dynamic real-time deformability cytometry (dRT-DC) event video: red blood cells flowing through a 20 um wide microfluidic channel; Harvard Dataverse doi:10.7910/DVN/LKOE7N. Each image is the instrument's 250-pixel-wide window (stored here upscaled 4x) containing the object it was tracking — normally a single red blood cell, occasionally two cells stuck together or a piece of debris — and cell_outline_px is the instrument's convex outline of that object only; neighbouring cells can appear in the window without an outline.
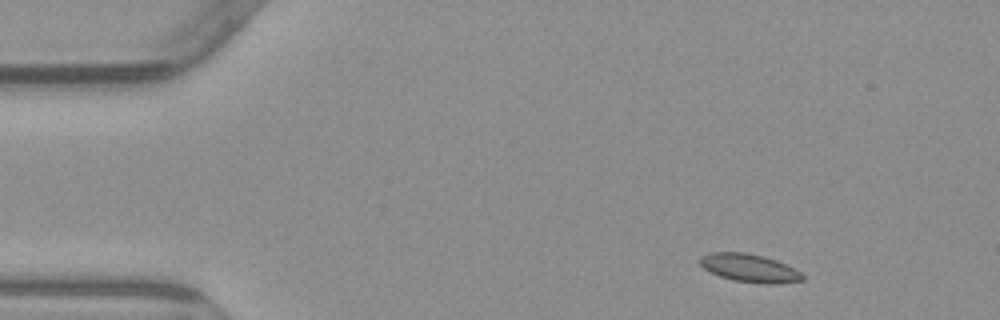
{"species": "common noctule bat (a hibernating species)", "species_latin": "Nyctalus noctula", "temperature_condition": "warm", "stored_images_in_passage": 4, "camera_frame_rate_fps": 3000, "um_per_image_px": 0.085, "animal": {"sex": "male", "body_mass_g": 23.1, "forearm_length_mm": 52.7}, "frame": {"image": 1, "passage_image": 1, "time_ms": 0.0, "image_size_px": [1000, 320], "cell_outline_px": [[804, 280], [780, 284], [764, 284], [732, 280], [720, 276], [704, 268], [700, 264], [700, 256], [708, 252], [744, 252], [764, 256], [776, 260], [800, 272], [804, 276]], "centroid_in_image_um": [63.7, 22.78], "position_along_channel_um": 21.3, "area_um2": 16.82}}
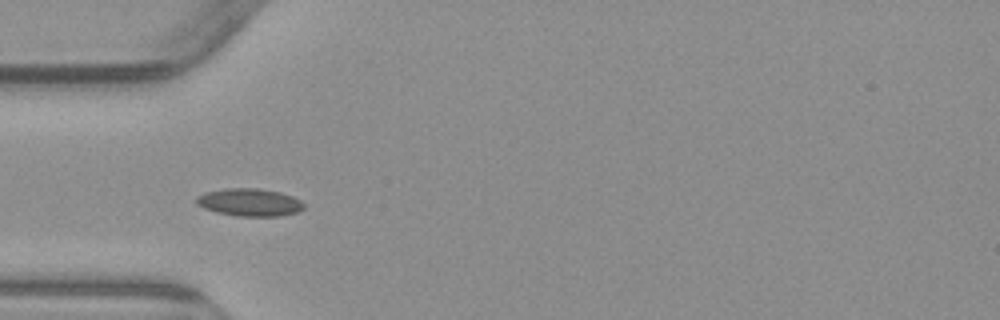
{"frame": {"image": 2, "passage_image": 4, "time_ms": 3.333, "image_size_px": [1000, 320], "cell_outline_px": [[304, 208], [300, 212], [280, 216], [236, 216], [216, 212], [204, 208], [196, 204], [196, 196], [204, 192], [224, 188], [256, 188], [280, 192], [292, 196], [300, 200], [304, 204]], "centroid_in_image_um": [21.21, 17.2], "position_along_channel_um": 63.8, "area_um2": 17.51}}